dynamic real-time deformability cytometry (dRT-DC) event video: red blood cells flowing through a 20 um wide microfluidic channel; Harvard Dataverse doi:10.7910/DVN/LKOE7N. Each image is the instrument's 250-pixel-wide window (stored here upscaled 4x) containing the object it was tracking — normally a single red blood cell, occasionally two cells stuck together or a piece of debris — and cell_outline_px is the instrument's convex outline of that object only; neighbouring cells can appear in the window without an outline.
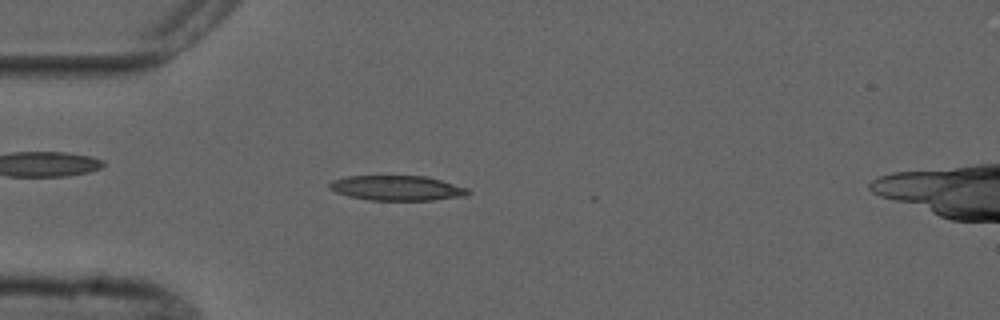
{"species": "common noctule bat (a hibernating species)", "species_latin": "Nyctalus noctula", "temperature_condition": "cold", "stored_images_in_passage": 5, "camera_frame_rate_fps": 3000, "um_per_image_px": 0.085, "animal": {"sex": "male", "forearm_length_mm": 52.5}, "frame": {"image": 1, "passage_image": 5, "time_ms": 4.667, "image_size_px": [1000, 320], "cell_outline_px": [[472, 192], [468, 196], [432, 200], [368, 200], [348, 196], [336, 192], [328, 188], [328, 184], [332, 180], [348, 176], [424, 176], [440, 180], [468, 188]], "centroid_in_image_um": [33.75, 15.99], "position_along_channel_um": 51.2, "area_um2": 20.23}}